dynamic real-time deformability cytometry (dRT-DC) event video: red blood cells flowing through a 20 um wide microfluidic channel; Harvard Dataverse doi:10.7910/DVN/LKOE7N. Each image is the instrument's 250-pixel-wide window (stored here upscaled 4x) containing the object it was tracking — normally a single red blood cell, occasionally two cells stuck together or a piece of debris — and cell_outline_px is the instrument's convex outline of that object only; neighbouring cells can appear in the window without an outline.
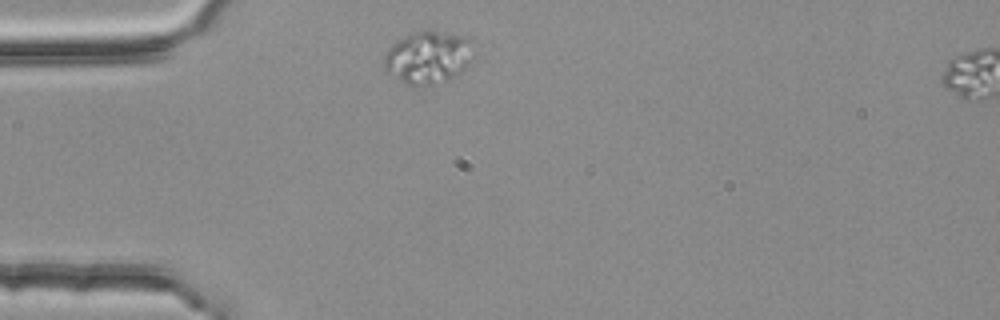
{"species": "common noctule bat (a hibernating species)", "species_latin": "Nyctalus noctula", "temperature_condition": "room temperature", "stored_images_in_passage": 2, "segment_of_instrument_passage": [1, 2], "camera_frame_rate_fps": 3000, "um_per_image_px": 0.085, "animal": {"sex": "female", "body_mass_g": 25.1}, "frame": {"image": 1, "passage_image": 1, "time_ms": 0.0, "image_size_px": [1000, 320], "cell_outline_px": [[472, 60], [460, 72], [448, 80], [432, 84], [404, 84], [392, 76], [384, 68], [384, 56], [388, 48], [396, 40], [412, 32], [444, 32], [472, 36]], "centroid_in_image_um": [36.39, 4.85], "position_along_channel_um": 48.6, "area_um2": 27.4}}